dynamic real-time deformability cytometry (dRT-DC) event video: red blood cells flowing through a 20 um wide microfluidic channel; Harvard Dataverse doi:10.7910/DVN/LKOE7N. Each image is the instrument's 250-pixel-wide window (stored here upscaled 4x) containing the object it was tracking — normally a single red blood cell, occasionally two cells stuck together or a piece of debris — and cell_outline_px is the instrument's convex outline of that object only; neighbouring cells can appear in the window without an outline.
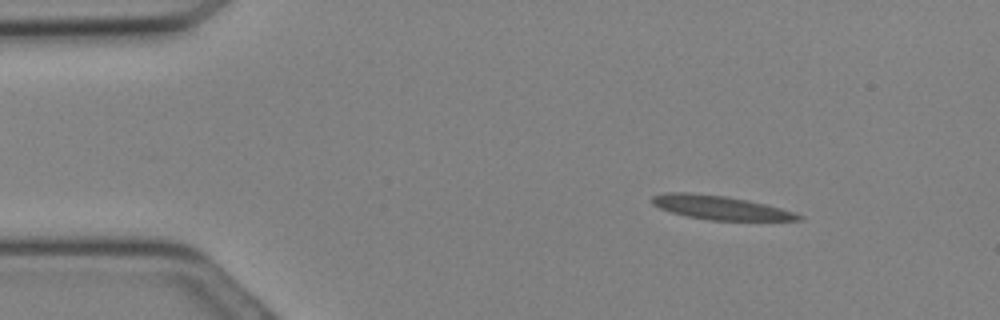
{"species": "Egyptian fruit bat (a non-hibernating species)", "species_latin": "Rousettus aegyptiacus", "temperature_condition": "cold", "stored_images_in_passage": 19, "camera_frame_rate_fps": 3000, "um_per_image_px": 0.085, "animal": {"sex": "female"}, "frame": {"image": 1, "passage_image": 3, "time_ms": 0.667, "image_size_px": [1000, 320], "cell_outline_px": [[804, 220], [708, 220], [688, 216], [672, 212], [660, 208], [652, 204], [652, 196], [664, 192], [684, 192], [724, 196], [764, 204], [780, 208], [804, 216]], "centroid_in_image_um": [61.19, 17.65], "position_along_channel_um": 23.8, "area_um2": 19.94}}
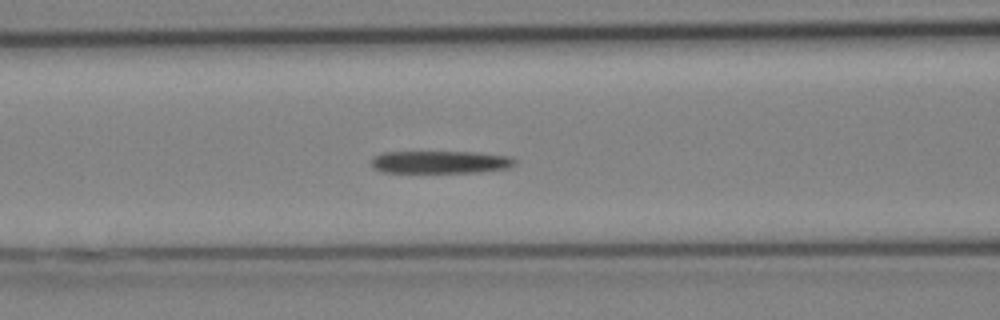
{"frame": {"image": 2, "passage_image": 11, "time_ms": 3.333, "image_size_px": [1000, 320], "cell_outline_px": [[516, 164], [508, 168], [480, 172], [380, 172], [372, 168], [372, 156], [380, 152], [476, 152], [512, 156], [516, 160]], "centroid_in_image_um": [37.42, 13.77], "position_along_channel_um": 129.2, "area_um2": 19.13}}
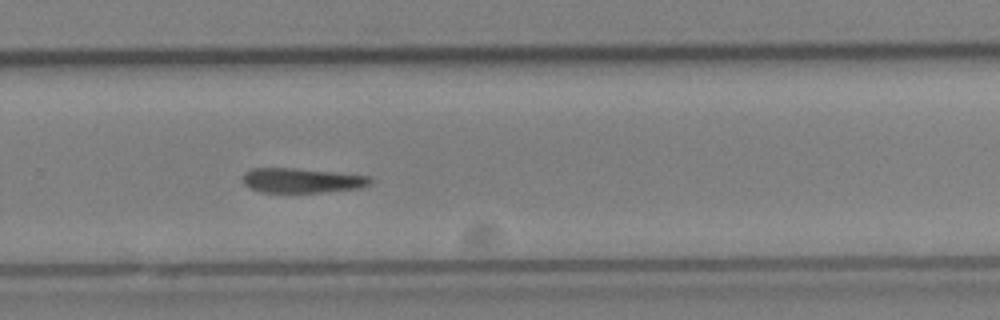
{"frame": {"image": 3, "passage_image": 19, "time_ms": 6.0, "image_size_px": [1000, 320], "cell_outline_px": [[372, 184], [360, 188], [324, 192], [260, 192], [244, 184], [244, 172], [252, 168], [292, 168], [336, 172], [372, 176]], "centroid_in_image_um": [25.72, 15.33], "position_along_channel_um": 304.1, "area_um2": 18.38}}